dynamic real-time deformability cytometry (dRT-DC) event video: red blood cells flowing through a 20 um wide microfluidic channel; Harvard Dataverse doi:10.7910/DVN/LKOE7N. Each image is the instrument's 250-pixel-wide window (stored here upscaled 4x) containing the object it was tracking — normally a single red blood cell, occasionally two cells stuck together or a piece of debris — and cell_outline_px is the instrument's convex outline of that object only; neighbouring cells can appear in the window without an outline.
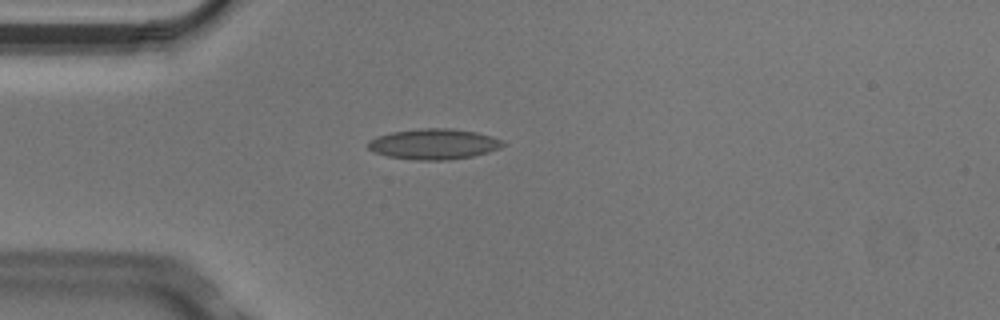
{"species": "Egyptian fruit bat (a non-hibernating species)", "species_latin": "Rousettus aegyptiacus", "temperature_condition": "cold", "stored_images_in_passage": 4, "camera_frame_rate_fps": 3000, "um_per_image_px": 0.085, "animal": {"sex": "male"}, "frame": {"image": 1, "passage_image": 3, "time_ms": 0.667, "image_size_px": [1000, 320], "cell_outline_px": [[508, 144], [500, 148], [488, 152], [472, 156], [448, 160], [416, 160], [388, 156], [376, 152], [368, 148], [368, 140], [376, 136], [392, 132], [420, 128], [452, 128], [476, 132], [492, 136], [504, 140]], "centroid_in_image_um": [36.92, 12.24], "position_along_channel_um": 48.1, "area_um2": 24.16}}